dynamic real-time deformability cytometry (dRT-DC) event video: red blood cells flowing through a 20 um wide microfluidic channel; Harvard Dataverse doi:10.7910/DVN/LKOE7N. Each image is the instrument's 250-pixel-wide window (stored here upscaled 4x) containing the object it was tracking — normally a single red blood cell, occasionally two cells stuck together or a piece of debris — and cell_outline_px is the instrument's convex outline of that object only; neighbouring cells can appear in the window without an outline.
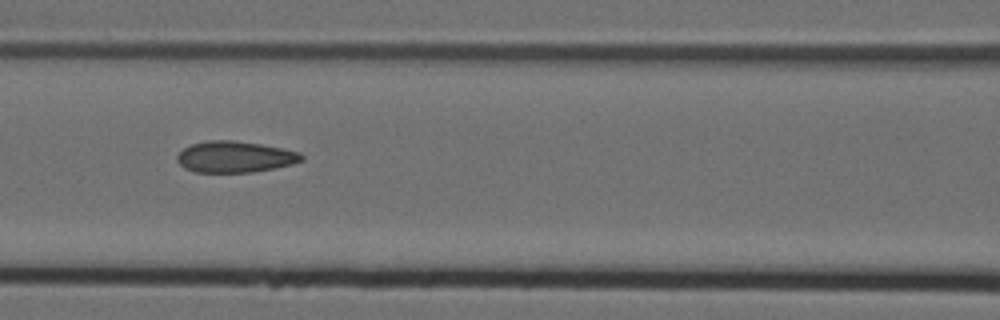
{"species": "Egyptian fruit bat (a non-hibernating species)", "species_latin": "Rousettus aegyptiacus", "temperature_condition": "cold", "stored_images_in_passage": 10, "camera_frame_rate_fps": 3000, "um_per_image_px": 0.085, "animal": {"sex": "female"}, "frame": {"image": 1, "passage_image": 6, "time_ms": 1.667, "image_size_px": [1000, 320], "cell_outline_px": [[304, 160], [292, 164], [252, 172], [196, 172], [184, 168], [176, 160], [176, 156], [184, 148], [192, 144], [208, 140], [232, 140], [260, 144], [284, 148], [300, 152], [304, 156]], "centroid_in_image_um": [19.98, 13.33], "position_along_channel_um": 146.6, "area_um2": 22.66}}
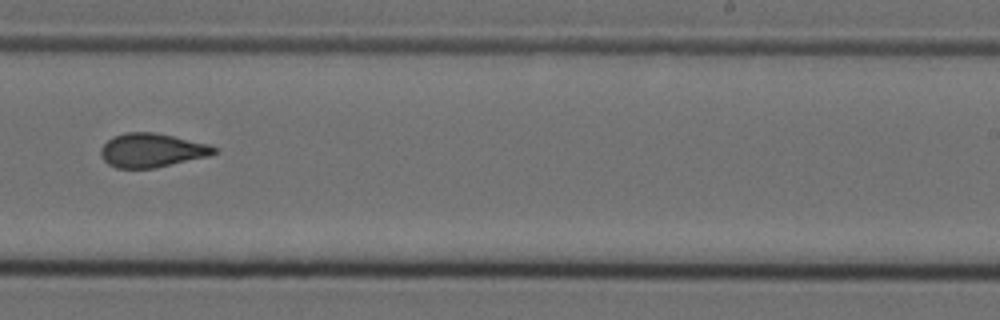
{"frame": {"image": 2, "passage_image": 9, "time_ms": 2.667, "image_size_px": [1000, 320], "cell_outline_px": [[216, 152], [212, 156], [156, 168], [116, 168], [108, 164], [100, 156], [100, 148], [112, 136], [128, 132], [156, 132], [208, 144], [216, 148]], "centroid_in_image_um": [12.9, 12.78], "position_along_channel_um": 276.1, "area_um2": 22.6}}
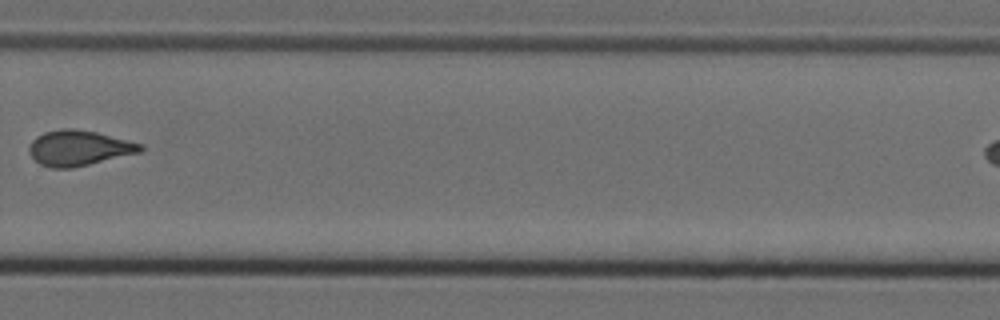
{"frame": {"image": 3, "passage_image": 10, "time_ms": 3.0, "image_size_px": [1000, 320], "cell_outline_px": [[144, 148], [140, 152], [72, 168], [52, 168], [40, 164], [28, 152], [28, 148], [32, 140], [36, 136], [44, 132], [60, 128], [72, 128], [96, 132], [144, 144]], "centroid_in_image_um": [6.68, 12.57], "position_along_channel_um": 323.1, "area_um2": 22.89}}